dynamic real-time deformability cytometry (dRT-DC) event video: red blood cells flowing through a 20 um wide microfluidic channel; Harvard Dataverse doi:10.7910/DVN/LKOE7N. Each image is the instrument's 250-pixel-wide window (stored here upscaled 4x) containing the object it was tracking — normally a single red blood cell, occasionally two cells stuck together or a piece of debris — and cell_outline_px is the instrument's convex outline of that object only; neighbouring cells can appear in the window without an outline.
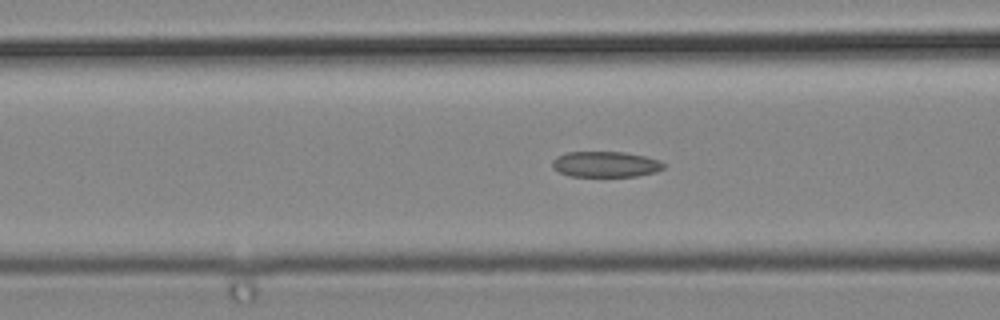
{"species": "common noctule bat (a hibernating species)", "species_latin": "Nyctalus noctula", "temperature_condition": "cold", "stored_images_in_passage": 4, "camera_frame_rate_fps": 3000, "um_per_image_px": 0.085, "animal": {"sex": "male", "body_mass_g": 19.2, "forearm_length_mm": 51.8}, "frame": {"image": 1, "passage_image": 4, "time_ms": 1.0, "image_size_px": [1000, 320], "cell_outline_px": [[664, 168], [656, 172], [636, 176], [568, 176], [552, 168], [552, 160], [556, 156], [568, 152], [624, 152], [644, 156], [660, 160], [664, 164]], "centroid_in_image_um": [51.45, 13.96], "position_along_channel_um": 115.1, "area_um2": 16.7}}